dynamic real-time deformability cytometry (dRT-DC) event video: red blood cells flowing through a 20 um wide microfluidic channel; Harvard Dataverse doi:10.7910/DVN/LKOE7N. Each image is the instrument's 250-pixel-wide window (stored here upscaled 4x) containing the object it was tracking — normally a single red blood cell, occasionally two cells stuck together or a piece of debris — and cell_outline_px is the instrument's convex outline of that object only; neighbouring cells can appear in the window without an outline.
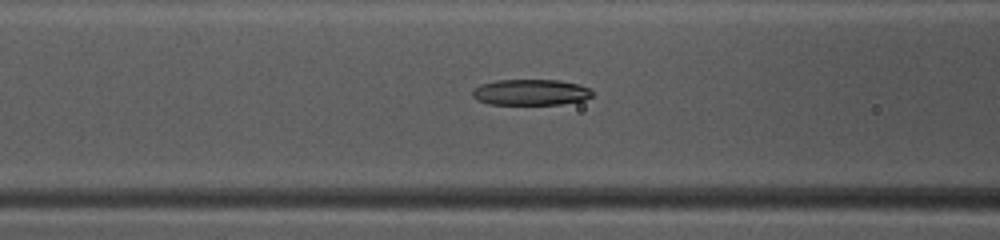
{"species": "common noctule bat (a hibernating species)", "species_latin": "Nyctalus noctula", "temperature_condition": "warm", "stored_images_in_passage": 49, "camera_frame_rate_fps": 3000, "um_per_image_px": 0.085, "animal": {"sex": "female", "body_mass_g": 10.0, "forearm_length_mm": 53.1}, "frame": {"image": 1, "passage_image": 20, "time_ms": 6.333, "image_size_px": [1000, 240], "cell_outline_px": [[592, 96], [584, 100], [560, 104], [492, 104], [476, 100], [472, 96], [472, 92], [480, 84], [496, 80], [560, 80], [592, 88]], "centroid_in_image_um": [45.12, 7.84], "position_along_channel_um": 121.5, "area_um2": 18.09}}
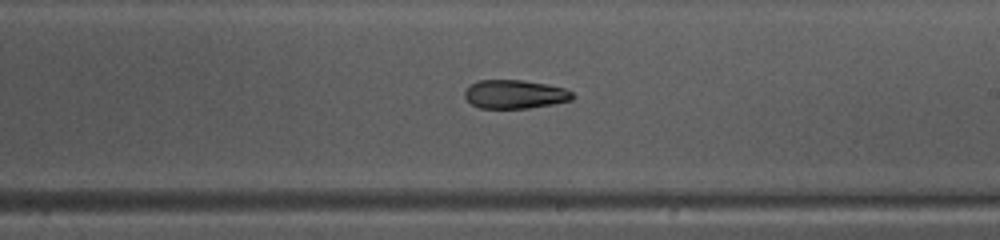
{"frame": {"image": 2, "passage_image": 29, "time_ms": 9.333, "image_size_px": [1000, 240], "cell_outline_px": [[576, 96], [572, 100], [552, 104], [528, 108], [480, 108], [472, 104], [464, 96], [464, 92], [468, 84], [476, 80], [524, 80], [548, 84], [564, 88], [572, 92]], "centroid_in_image_um": [43.75, 8.0], "position_along_channel_um": 245.2, "area_um2": 18.21}}
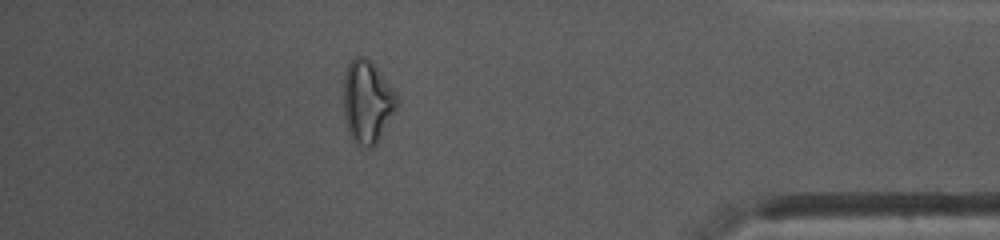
{"frame": {"image": 3, "passage_image": 43, "time_ms": 14.0, "image_size_px": [1000, 240], "cell_outline_px": [[400, 104], [376, 144], [372, 148], [368, 148], [356, 144], [352, 140], [348, 132], [344, 120], [344, 76], [348, 64], [356, 56], [364, 56], [372, 60], [400, 96]], "centroid_in_image_um": [31.25, 8.64], "position_along_channel_um": 403.9, "area_um2": 26.47}, "authors_computed_cell_mechanics": {"area_um2": 18.9584, "velocity_mm_per_s": 4.1222, "shape_relaxation_time_tau1_ms": null, "shape_relaxation_time_tau2_ms": 4.9702, "deformation_change_tau1": null, "deformation_change_tau2": 0.1439}}